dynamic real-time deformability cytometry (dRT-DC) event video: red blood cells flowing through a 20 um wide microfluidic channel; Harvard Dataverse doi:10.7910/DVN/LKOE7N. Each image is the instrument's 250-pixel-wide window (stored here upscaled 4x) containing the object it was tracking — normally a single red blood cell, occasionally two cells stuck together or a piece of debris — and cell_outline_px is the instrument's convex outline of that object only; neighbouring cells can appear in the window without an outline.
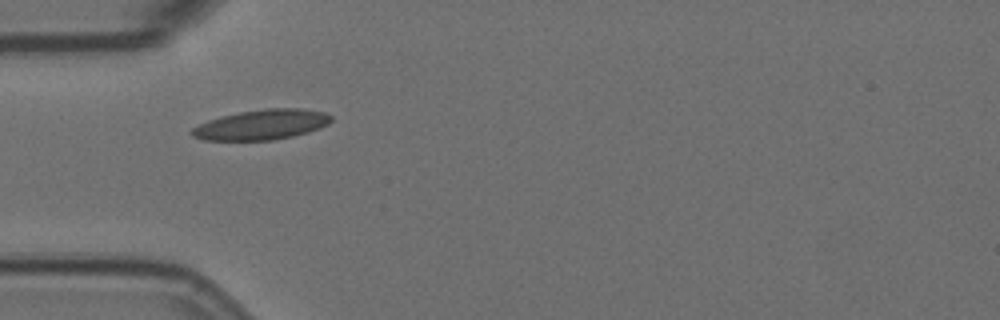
{"species": "Egyptian fruit bat (a non-hibernating species)", "species_latin": "Rousettus aegyptiacus", "temperature_condition": "room temperature", "stored_images_in_passage": 7, "camera_frame_rate_fps": 3000, "um_per_image_px": 0.085, "animal": {"sex": "female"}, "frame": {"image": 1, "passage_image": 6, "time_ms": 1.667, "image_size_px": [1000, 320], "cell_outline_px": [[332, 120], [328, 124], [320, 128], [308, 132], [292, 136], [272, 140], [204, 140], [192, 136], [188, 132], [192, 128], [208, 120], [220, 116], [240, 112], [264, 108], [300, 108], [324, 112], [332, 116]], "centroid_in_image_um": [22.23, 10.59], "position_along_channel_um": 62.8, "area_um2": 24.51}}
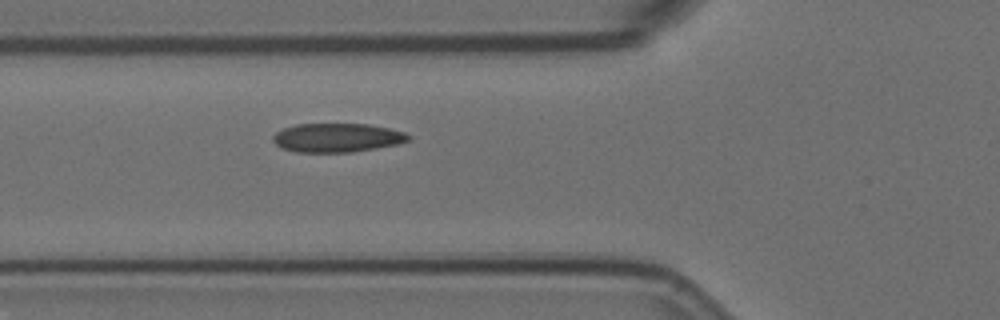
{"frame": {"image": 2, "passage_image": 7, "time_ms": 2.0, "image_size_px": [1000, 320], "cell_outline_px": [[412, 140], [400, 144], [352, 152], [296, 152], [284, 148], [276, 144], [272, 140], [272, 136], [276, 132], [284, 128], [296, 124], [368, 124], [388, 128], [404, 132], [412, 136]], "centroid_in_image_um": [28.7, 11.7], "position_along_channel_um": 97.1, "area_um2": 22.89}}